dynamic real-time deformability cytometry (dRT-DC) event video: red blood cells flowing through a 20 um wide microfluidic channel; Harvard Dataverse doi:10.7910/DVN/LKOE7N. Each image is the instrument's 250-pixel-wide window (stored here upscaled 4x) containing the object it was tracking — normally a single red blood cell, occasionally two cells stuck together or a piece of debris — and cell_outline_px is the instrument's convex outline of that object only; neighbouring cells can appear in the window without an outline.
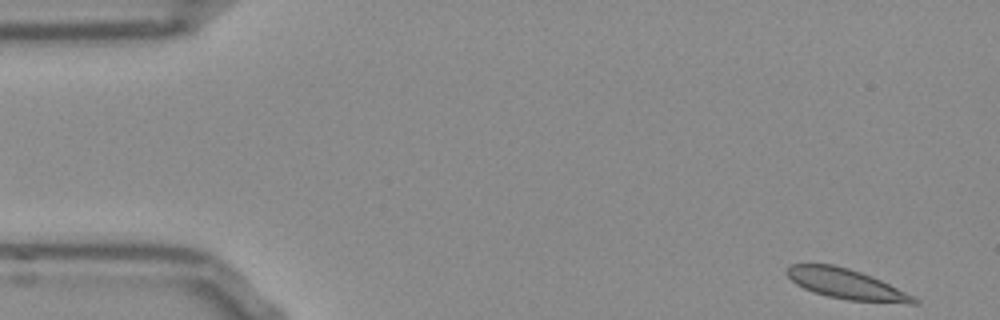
{"species": "Egyptian fruit bat (a non-hibernating species)", "species_latin": "Rousettus aegyptiacus", "temperature_condition": "room temperature", "stored_images_in_passage": 52, "camera_frame_rate_fps": 3000, "um_per_image_px": 0.085, "frame": {"image": 1, "passage_image": 1, "time_ms": 0.0, "image_size_px": [1000, 320], "cell_outline_px": [[920, 300], [916, 304], [908, 304], [848, 300], [828, 296], [812, 292], [796, 284], [784, 272], [784, 268], [792, 264], [832, 264], [848, 268], [872, 276], [916, 296]], "centroid_in_image_um": [71.96, 24.15], "position_along_channel_um": 13.0, "area_um2": 22.54}}
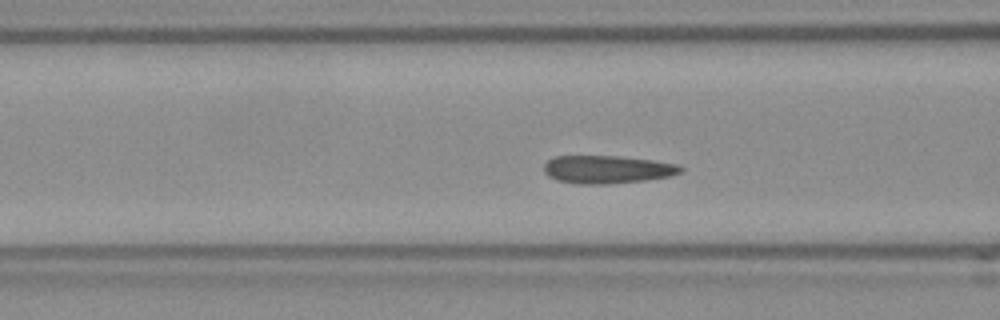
{"frame": {"image": 2, "passage_image": 18, "time_ms": 5.667, "image_size_px": [1000, 320], "cell_outline_px": [[684, 168], [680, 172], [668, 176], [644, 180], [608, 184], [576, 184], [556, 180], [548, 176], [544, 172], [544, 164], [548, 160], [556, 156], [616, 156], [652, 160], [676, 164]], "centroid_in_image_um": [51.56, 14.4], "position_along_channel_um": 115.0, "area_um2": 22.14}}
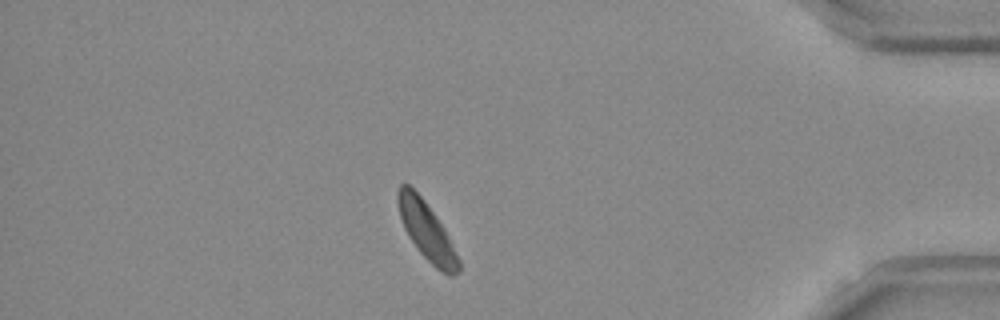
{"frame": {"image": 3, "passage_image": 44, "time_ms": 14.333, "image_size_px": [1000, 320], "cell_outline_px": [[460, 272], [452, 276], [448, 276], [440, 272], [416, 248], [404, 228], [400, 216], [396, 200], [396, 192], [400, 184], [404, 180], [424, 200], [436, 216], [444, 228], [460, 260]], "centroid_in_image_um": [36.25, 19.63], "position_along_channel_um": 398.9, "area_um2": 20.58}, "authors_computed_cell_mechanics": {"area_um2": 21.7328, "velocity_mm_per_s": 3.76, "shape_relaxation_time_tau1_ms": 2.3368, "shape_relaxation_time_tau2_ms": null, "deformation_change_tau1": 0.0981, "deformation_change_tau2": null}}